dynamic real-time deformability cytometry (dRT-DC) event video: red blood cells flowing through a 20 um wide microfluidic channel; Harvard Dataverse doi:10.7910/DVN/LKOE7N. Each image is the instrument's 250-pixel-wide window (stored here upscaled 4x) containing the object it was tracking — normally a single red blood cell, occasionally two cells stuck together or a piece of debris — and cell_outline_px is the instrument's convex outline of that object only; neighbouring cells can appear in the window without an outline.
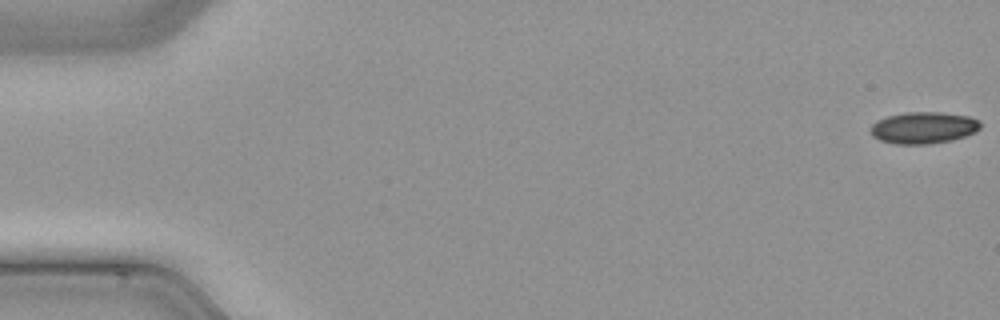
{"species": "common noctule bat (a hibernating species)", "species_latin": "Nyctalus noctula", "temperature_condition": "cold", "stored_images_in_passage": 13, "camera_frame_rate_fps": 3000, "um_per_image_px": 0.085, "animal": {"sex": "male", "body_mass_g": 21.5, "forearm_length_mm": 52.0}, "frame": {"image": 1, "passage_image": 1, "time_ms": 0.0, "image_size_px": [1000, 320], "cell_outline_px": [[980, 128], [976, 132], [952, 140], [932, 144], [896, 144], [880, 140], [872, 136], [868, 128], [876, 120], [888, 116], [904, 112], [940, 112], [968, 116], [980, 120]], "centroid_in_image_um": [78.47, 10.86], "position_along_channel_um": 6.5, "area_um2": 20.52}}